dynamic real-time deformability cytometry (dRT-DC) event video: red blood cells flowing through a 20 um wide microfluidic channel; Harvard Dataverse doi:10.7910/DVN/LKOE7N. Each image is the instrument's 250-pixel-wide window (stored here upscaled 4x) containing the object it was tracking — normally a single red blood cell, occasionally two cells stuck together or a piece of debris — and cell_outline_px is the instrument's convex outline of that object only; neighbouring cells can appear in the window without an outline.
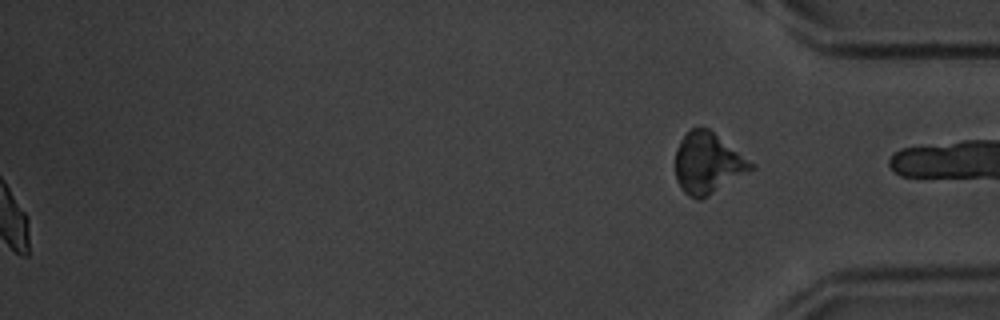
{"species": "common noctule bat (a hibernating species)", "species_latin": "Nyctalus noctula", "temperature_condition": "warm", "stored_images_in_passage": 57, "segment_of_instrument_passage": [2, 2], "camera_frame_rate_fps": 3000, "um_per_image_px": 0.085, "animal": {"sex": "male", "body_mass_g": 20.1, "forearm_length_mm": 53.5}, "frame": {"image": 1, "passage_image": 57, "time_ms": 18.667, "image_size_px": [1000, 320], "cell_outline_px": [[756, 168], [708, 196], [700, 200], [696, 200], [688, 196], [680, 188], [676, 180], [676, 148], [680, 140], [692, 128], [708, 128], [756, 164]], "centroid_in_image_um": [60.18, 13.9], "position_along_channel_um": 375.0, "area_um2": 26.99}}